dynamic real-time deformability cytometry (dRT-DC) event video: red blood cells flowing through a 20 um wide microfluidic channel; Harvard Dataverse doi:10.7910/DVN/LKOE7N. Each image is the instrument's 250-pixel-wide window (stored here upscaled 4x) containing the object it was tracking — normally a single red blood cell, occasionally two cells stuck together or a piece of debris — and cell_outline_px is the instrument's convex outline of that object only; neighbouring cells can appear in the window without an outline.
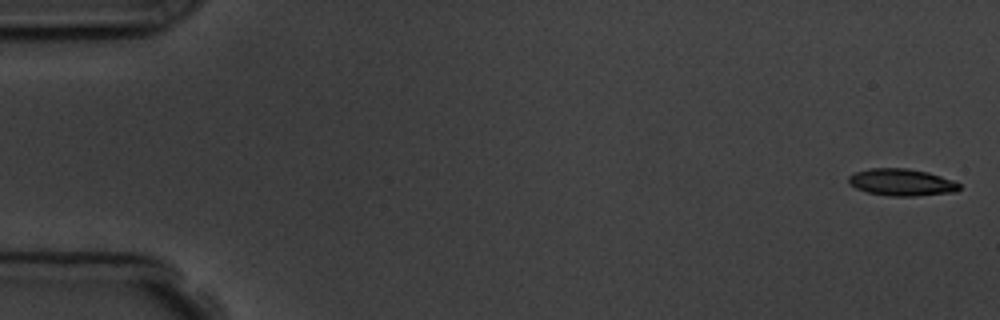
{"species": "common noctule bat (a hibernating species)", "species_latin": "Nyctalus noctula", "temperature_condition": "room temperature", "stored_images_in_passage": 3, "camera_frame_rate_fps": 3000, "um_per_image_px": 0.085, "animal": {"sex": "male", "body_mass_g": 19.5, "forearm_length_mm": 54.6}, "frame": {"image": 1, "passage_image": 1, "time_ms": 0.0, "image_size_px": [1000, 320], "cell_outline_px": [[960, 188], [956, 192], [916, 196], [888, 196], [868, 192], [856, 188], [848, 184], [848, 176], [856, 172], [868, 168], [908, 168], [928, 172], [952, 180], [960, 184]], "centroid_in_image_um": [76.62, 15.49], "position_along_channel_um": 8.4, "area_um2": 17.51}}